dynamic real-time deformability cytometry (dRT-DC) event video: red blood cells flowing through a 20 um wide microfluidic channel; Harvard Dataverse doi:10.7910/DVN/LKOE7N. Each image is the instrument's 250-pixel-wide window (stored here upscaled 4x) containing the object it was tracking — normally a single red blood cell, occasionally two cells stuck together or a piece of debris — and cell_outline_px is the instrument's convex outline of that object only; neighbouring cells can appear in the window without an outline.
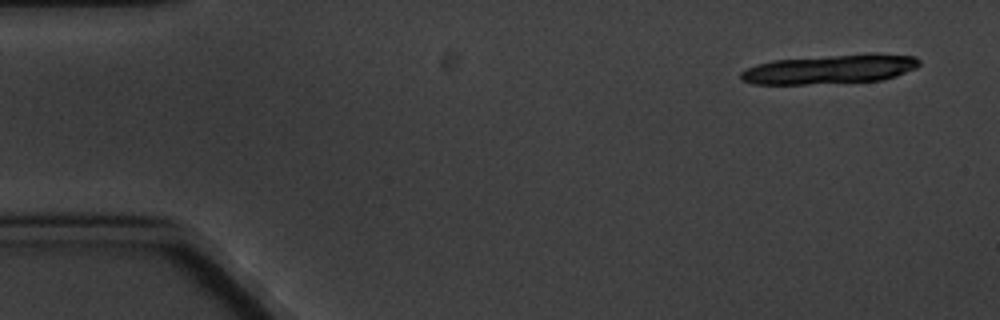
{"species": "common noctule bat (a hibernating species)", "species_latin": "Nyctalus noctula", "temperature_condition": "cold", "stored_images_in_passage": 5, "camera_frame_rate_fps": 3000, "um_per_image_px": 0.085, "animal": {"sex": "male", "body_mass_g": 20.1, "forearm_length_mm": 53.5}, "frame": {"image": 1, "passage_image": 1, "time_ms": 0.0, "image_size_px": [1000, 320], "cell_outline_px": [[920, 64], [916, 68], [896, 76], [884, 80], [808, 84], [752, 84], [740, 80], [740, 72], [756, 64], [772, 60], [828, 56], [916, 56], [920, 60]], "centroid_in_image_um": [70.44, 5.93], "position_along_channel_um": 14.6, "area_um2": 29.42}}